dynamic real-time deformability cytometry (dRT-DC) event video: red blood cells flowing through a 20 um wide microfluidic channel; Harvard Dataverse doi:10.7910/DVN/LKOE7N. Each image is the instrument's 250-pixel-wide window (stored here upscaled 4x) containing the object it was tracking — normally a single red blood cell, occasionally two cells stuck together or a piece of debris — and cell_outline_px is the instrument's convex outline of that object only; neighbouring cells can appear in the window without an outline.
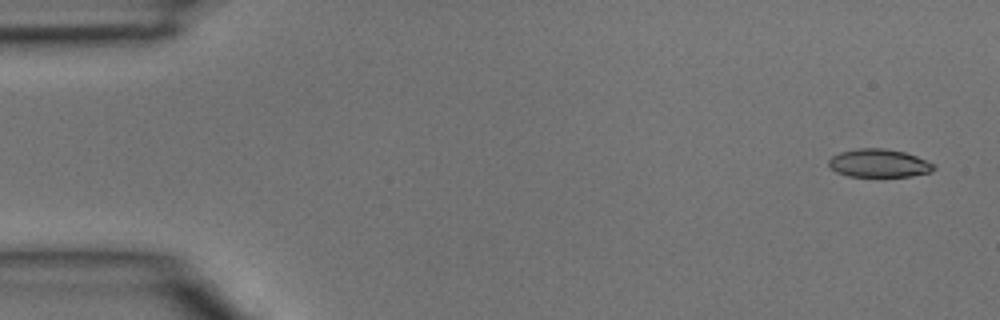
{"species": "common noctule bat (a hibernating species)", "species_latin": "Nyctalus noctula", "temperature_condition": "room temperature", "stored_images_in_passage": 4, "camera_frame_rate_fps": 3000, "um_per_image_px": 0.085, "animal": {"sex": "male", "body_mass_g": 15.6}, "frame": {"image": 1, "passage_image": 1, "time_ms": 0.0, "image_size_px": [1000, 320], "cell_outline_px": [[936, 168], [932, 172], [912, 176], [848, 176], [836, 172], [828, 164], [828, 160], [832, 156], [840, 152], [856, 148], [884, 148], [904, 152], [916, 156], [936, 164]], "centroid_in_image_um": [74.73, 13.87], "position_along_channel_um": 10.3, "area_um2": 17.34}}
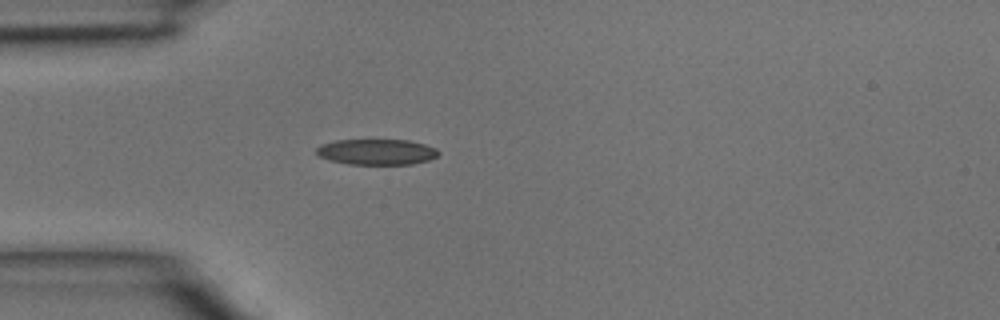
{"frame": {"image": 2, "passage_image": 4, "time_ms": 1.0, "image_size_px": [1000, 320], "cell_outline_px": [[440, 152], [436, 156], [428, 160], [412, 164], [348, 164], [332, 160], [320, 156], [316, 152], [316, 148], [320, 144], [336, 140], [408, 140], [424, 144], [436, 148]], "centroid_in_image_um": [32.02, 12.9], "position_along_channel_um": 53.0, "area_um2": 18.15}}